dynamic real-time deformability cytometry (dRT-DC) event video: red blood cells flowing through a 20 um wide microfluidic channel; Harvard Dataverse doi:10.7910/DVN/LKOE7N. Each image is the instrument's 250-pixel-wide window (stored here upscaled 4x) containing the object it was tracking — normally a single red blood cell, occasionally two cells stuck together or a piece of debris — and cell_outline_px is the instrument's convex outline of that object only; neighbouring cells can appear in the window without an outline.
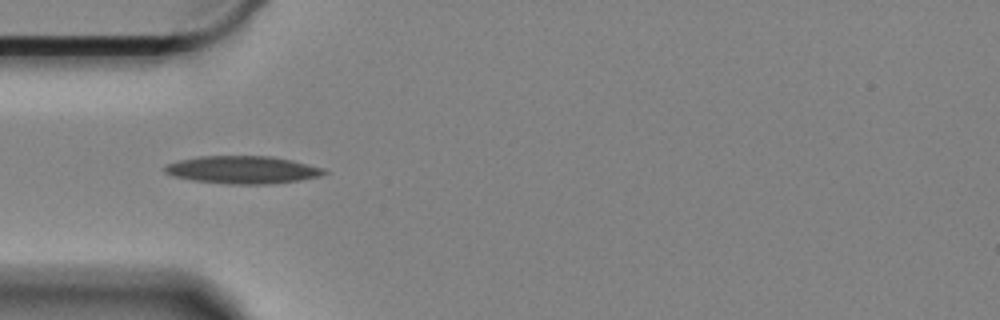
{"species": "Egyptian fruit bat (a non-hibernating species)", "species_latin": "Rousettus aegyptiacus", "temperature_condition": "cold", "stored_images_in_passage": 43, "camera_frame_rate_fps": 3000, "um_per_image_px": 0.085, "animal": {"sex": "female"}, "frame": {"image": 1, "passage_image": 1, "time_ms": 0.0, "image_size_px": [1000, 320], "cell_outline_px": [[328, 172], [320, 176], [300, 180], [268, 184], [228, 184], [192, 180], [172, 176], [164, 172], [164, 168], [168, 164], [180, 160], [200, 156], [272, 156], [292, 160], [324, 168]], "centroid_in_image_um": [20.63, 14.43], "position_along_channel_um": 64.4, "area_um2": 25.66}}
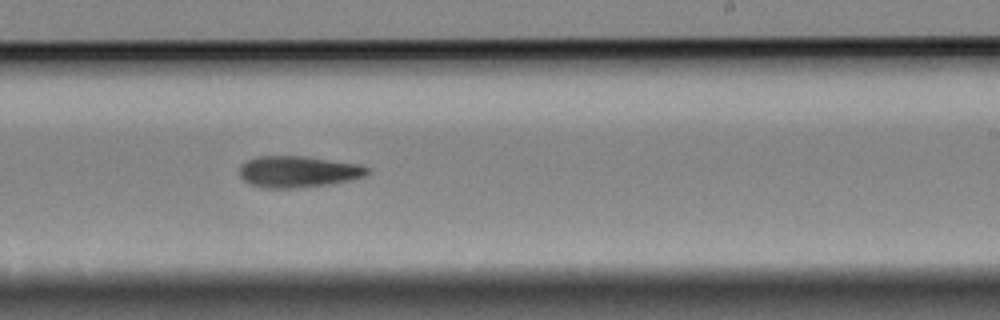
{"frame": {"image": 2, "passage_image": 19, "time_ms": 6.0, "image_size_px": [1000, 320], "cell_outline_px": [[372, 172], [364, 176], [352, 180], [332, 184], [292, 188], [264, 188], [248, 184], [240, 176], [240, 164], [248, 160], [260, 156], [304, 156], [360, 164], [372, 168]], "centroid_in_image_um": [25.39, 14.59], "position_along_channel_um": 263.6, "area_um2": 23.7}}
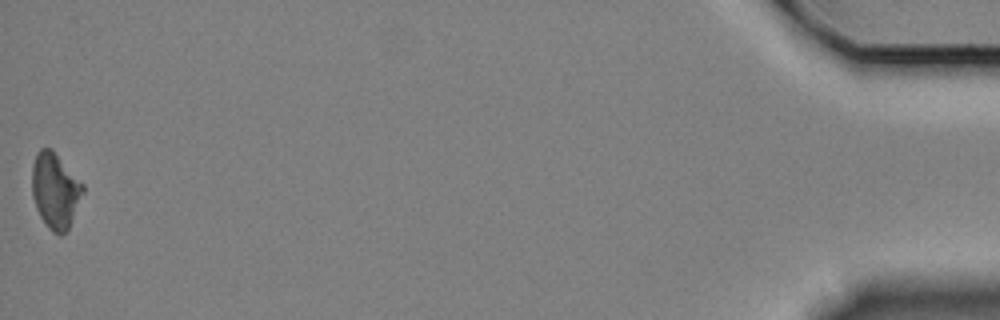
{"frame": {"image": 3, "passage_image": 43, "time_ms": 14.0, "image_size_px": [1000, 320], "cell_outline_px": [[84, 192], [68, 228], [60, 236], [52, 232], [48, 228], [40, 216], [36, 208], [32, 196], [32, 164], [36, 152], [40, 148], [52, 148], [84, 184]], "centroid_in_image_um": [4.68, 16.17], "position_along_channel_um": 430.5, "area_um2": 22.54}, "authors_computed_cell_mechanics": {"area_um2": 23.1778, "velocity_mm_per_s": 3.3125, "shape_relaxation_time_tau1_ms": 6.6815, "shape_relaxation_time_tau2_ms": null, "deformation_change_tau1": 0.1687, "deformation_change_tau2": null}}